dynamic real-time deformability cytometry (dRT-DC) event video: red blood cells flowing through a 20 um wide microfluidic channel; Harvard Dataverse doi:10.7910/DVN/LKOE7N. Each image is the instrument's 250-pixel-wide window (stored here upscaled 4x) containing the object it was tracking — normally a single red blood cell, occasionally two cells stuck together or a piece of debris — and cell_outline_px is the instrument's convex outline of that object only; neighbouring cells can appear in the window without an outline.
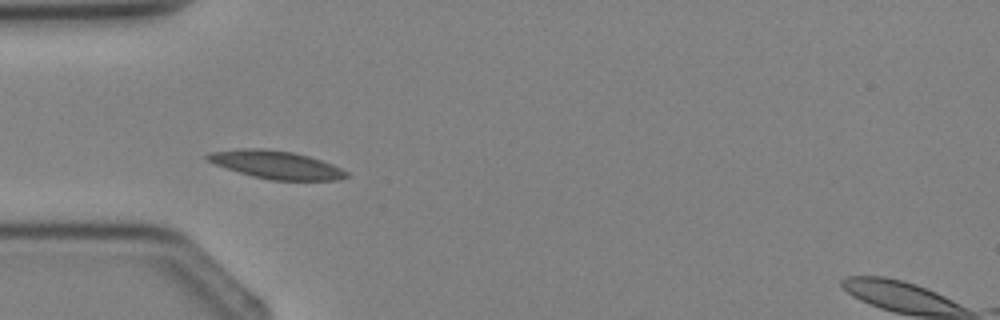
{"species": "Egyptian fruit bat (a non-hibernating species)", "species_latin": "Rousettus aegyptiacus", "temperature_condition": "cold", "stored_images_in_passage": 3, "camera_frame_rate_fps": 3000, "um_per_image_px": 0.085, "animal": {"sex": "female"}, "frame": {"image": 1, "passage_image": 3, "time_ms": 2.0, "image_size_px": [1000, 320], "cell_outline_px": [[348, 176], [336, 180], [272, 180], [252, 176], [216, 164], [208, 160], [204, 156], [212, 152], [244, 148], [256, 148], [292, 152], [308, 156], [332, 164], [348, 172]], "centroid_in_image_um": [23.49, 14.01], "position_along_channel_um": 61.5, "area_um2": 22.14}}